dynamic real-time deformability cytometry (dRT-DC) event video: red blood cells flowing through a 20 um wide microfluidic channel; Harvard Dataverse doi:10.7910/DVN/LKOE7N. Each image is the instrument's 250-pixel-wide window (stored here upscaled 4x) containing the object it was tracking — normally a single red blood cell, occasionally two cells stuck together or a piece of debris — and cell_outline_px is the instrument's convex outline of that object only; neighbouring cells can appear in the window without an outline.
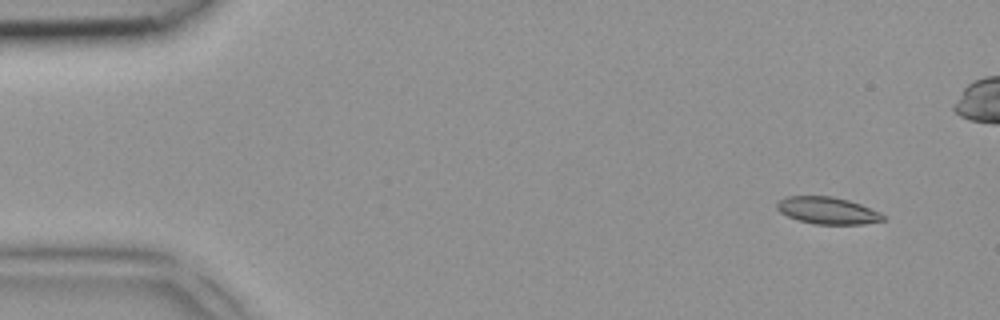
{"species": "common noctule bat (a hibernating species)", "species_latin": "Nyctalus noctula", "temperature_condition": "room temperature", "stored_images_in_passage": 5, "camera_frame_rate_fps": 3000, "um_per_image_px": 0.085, "animal": {"sex": "female", "body_mass_g": 18.4}, "frame": {"image": 1, "passage_image": 1, "time_ms": 0.0, "image_size_px": [1000, 320], "cell_outline_px": [[888, 216], [884, 220], [864, 224], [816, 224], [800, 220], [788, 216], [780, 212], [776, 208], [776, 204], [780, 200], [788, 196], [832, 196], [848, 200], [860, 204], [880, 212]], "centroid_in_image_um": [70.37, 17.89], "position_along_channel_um": 14.6, "area_um2": 16.65}}